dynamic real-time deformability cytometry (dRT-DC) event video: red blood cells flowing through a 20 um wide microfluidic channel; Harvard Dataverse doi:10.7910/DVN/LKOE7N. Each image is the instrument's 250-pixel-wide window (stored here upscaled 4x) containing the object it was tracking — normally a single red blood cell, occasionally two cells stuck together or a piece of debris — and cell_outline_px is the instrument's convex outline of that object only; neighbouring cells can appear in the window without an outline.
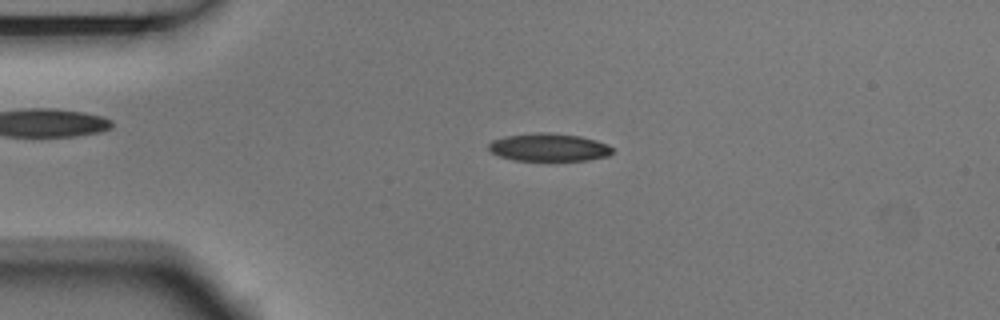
{"species": "Egyptian fruit bat (a non-hibernating species)", "species_latin": "Rousettus aegyptiacus", "temperature_condition": "room temperature", "stored_images_in_passage": 5, "camera_frame_rate_fps": 3000, "um_per_image_px": 0.085, "animal": {"sex": "male"}, "frame": {"image": 1, "passage_image": 3, "time_ms": 0.667, "image_size_px": [1000, 320], "cell_outline_px": [[612, 152], [608, 156], [588, 160], [516, 160], [500, 156], [488, 152], [488, 144], [492, 140], [504, 136], [540, 132], [548, 132], [580, 136], [596, 140], [608, 144], [612, 148]], "centroid_in_image_um": [46.63, 12.51], "position_along_channel_um": 38.4, "area_um2": 20.11}}
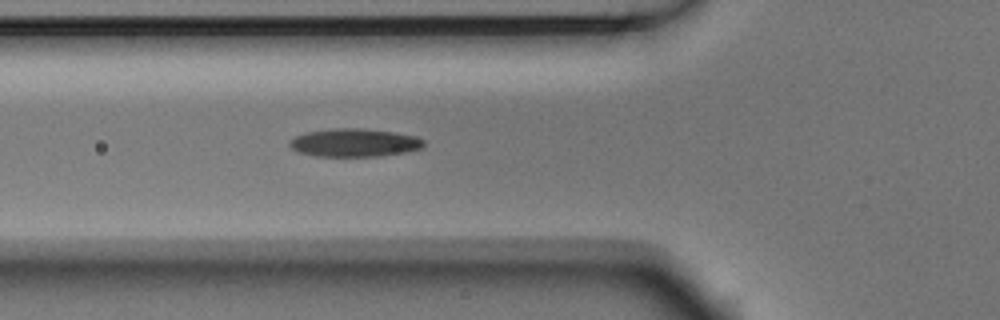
{"frame": {"image": 2, "passage_image": 5, "time_ms": 1.333, "image_size_px": [1000, 320], "cell_outline_px": [[424, 144], [420, 148], [404, 152], [380, 156], [312, 156], [300, 152], [292, 148], [288, 144], [296, 136], [304, 132], [332, 128], [364, 128], [392, 132], [416, 136], [424, 140]], "centroid_in_image_um": [30.1, 12.12], "position_along_channel_um": 95.7, "area_um2": 21.91}}